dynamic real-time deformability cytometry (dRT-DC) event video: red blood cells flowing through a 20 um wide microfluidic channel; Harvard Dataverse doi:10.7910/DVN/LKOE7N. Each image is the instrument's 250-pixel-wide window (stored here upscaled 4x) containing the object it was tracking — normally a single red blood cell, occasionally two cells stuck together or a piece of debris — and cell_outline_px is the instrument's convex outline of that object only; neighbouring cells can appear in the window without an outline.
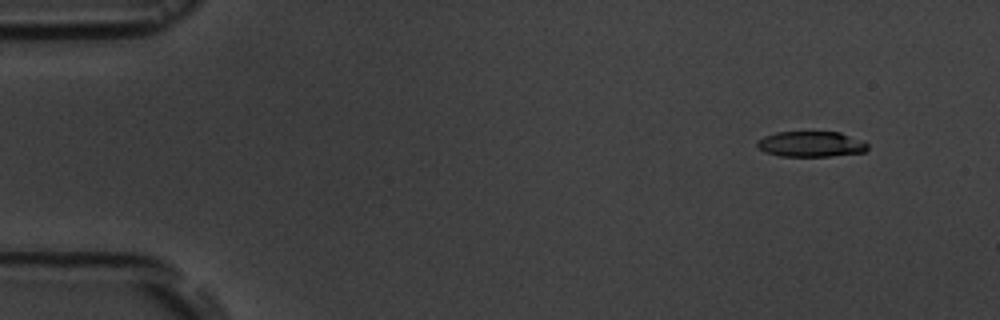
{"species": "common noctule bat (a hibernating species)", "species_latin": "Nyctalus noctula", "temperature_condition": "room temperature", "stored_images_in_passage": 8, "camera_frame_rate_fps": 3000, "um_per_image_px": 0.085, "animal": {"sex": "male", "body_mass_g": 19.5, "forearm_length_mm": 54.6}, "frame": {"image": 1, "passage_image": 2, "time_ms": 1.333, "image_size_px": [1000, 320], "cell_outline_px": [[868, 148], [864, 152], [832, 156], [780, 156], [764, 152], [756, 144], [756, 140], [764, 136], [776, 132], [840, 132], [864, 140], [868, 144]], "centroid_in_image_um": [68.94, 12.24], "position_along_channel_um": 16.1, "area_um2": 16.59}}
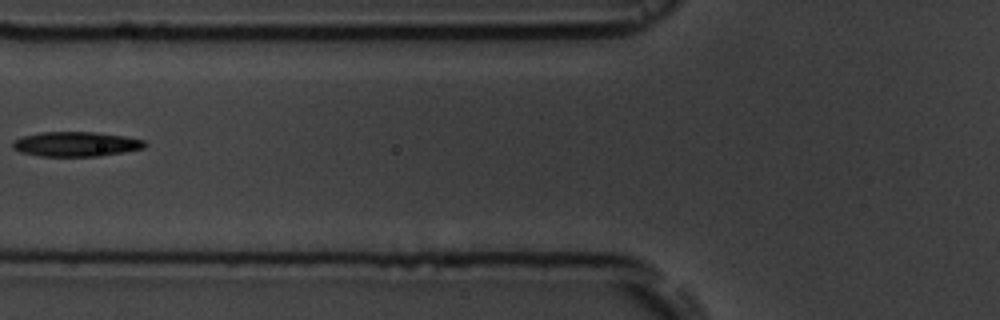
{"frame": {"image": 2, "passage_image": 7, "time_ms": 7.0, "image_size_px": [1000, 320], "cell_outline_px": [[148, 144], [144, 148], [124, 152], [100, 156], [40, 156], [20, 152], [12, 148], [12, 144], [16, 140], [24, 136], [40, 132], [96, 132], [124, 136], [144, 140]], "centroid_in_image_um": [6.48, 12.25], "position_along_channel_um": 119.3, "area_um2": 19.02}}
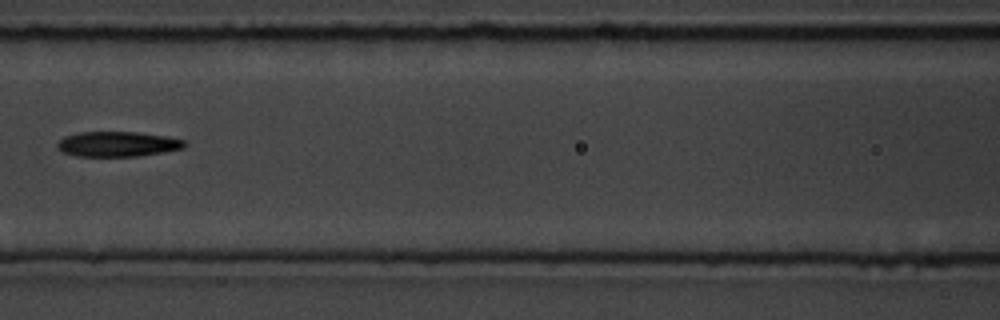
{"frame": {"image": 3, "passage_image": 8, "time_ms": 8.0, "image_size_px": [1000, 320], "cell_outline_px": [[188, 144], [184, 148], [164, 152], [140, 156], [76, 156], [64, 152], [56, 144], [64, 136], [80, 132], [136, 132], [164, 136], [184, 140]], "centroid_in_image_um": [10.03, 12.25], "position_along_channel_um": 156.6, "area_um2": 18.5}}